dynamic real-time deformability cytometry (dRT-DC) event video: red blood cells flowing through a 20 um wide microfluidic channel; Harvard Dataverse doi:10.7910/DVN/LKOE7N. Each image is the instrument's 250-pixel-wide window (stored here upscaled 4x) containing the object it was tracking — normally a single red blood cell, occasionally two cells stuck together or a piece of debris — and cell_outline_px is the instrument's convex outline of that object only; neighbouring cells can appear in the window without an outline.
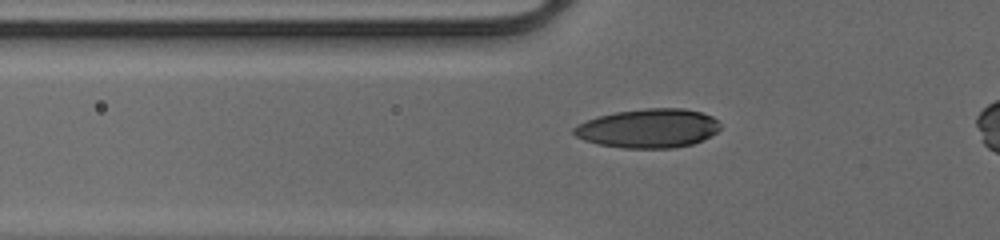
{"species": "human", "species_latin": "Homo sapiens", "temperature_condition": "cold", "stored_images_in_passage": 41, "camera_frame_rate_fps": 3000, "um_per_image_px": 0.085, "donor": {"sex": "male"}, "frame": {"image": 1, "passage_image": 12, "time_ms": 3.667, "image_size_px": [1000, 240], "cell_outline_px": [[720, 128], [716, 132], [692, 144], [672, 148], [624, 148], [600, 144], [584, 140], [576, 136], [572, 132], [572, 128], [576, 124], [600, 116], [616, 112], [644, 108], [684, 108], [700, 112], [712, 116], [720, 124]], "centroid_in_image_um": [55.09, 10.9], "position_along_channel_um": 70.7, "area_um2": 33.06}}
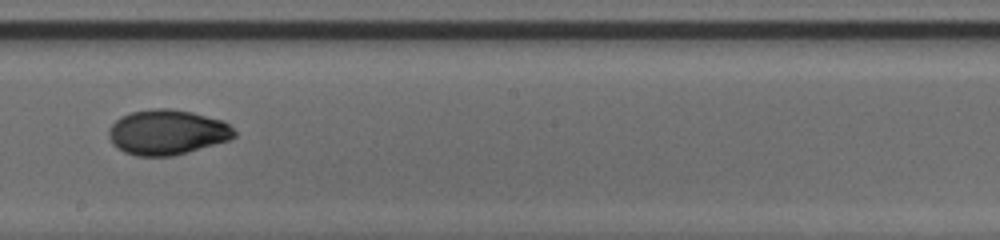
{"frame": {"image": 2, "passage_image": 24, "time_ms": 7.667, "image_size_px": [1000, 240], "cell_outline_px": [[236, 136], [228, 140], [172, 156], [136, 156], [124, 152], [112, 144], [108, 136], [108, 132], [112, 124], [120, 116], [132, 112], [152, 108], [168, 108], [192, 112], [224, 120], [236, 132]], "centroid_in_image_um": [14.19, 11.23], "position_along_channel_um": 234.0, "area_um2": 32.95}}
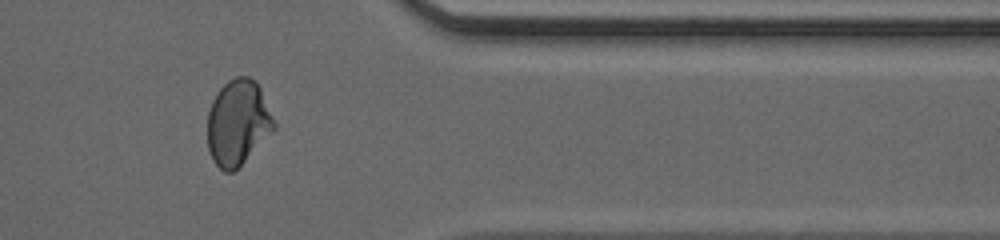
{"frame": {"image": 3, "passage_image": 36, "time_ms": 11.667, "image_size_px": [1000, 240], "cell_outline_px": [[276, 128], [232, 172], [224, 172], [212, 160], [208, 148], [208, 112], [212, 100], [220, 88], [228, 80], [236, 76], [248, 76], [260, 88], [276, 124]], "centroid_in_image_um": [20.2, 10.41], "position_along_channel_um": 391.2, "area_um2": 32.66}}